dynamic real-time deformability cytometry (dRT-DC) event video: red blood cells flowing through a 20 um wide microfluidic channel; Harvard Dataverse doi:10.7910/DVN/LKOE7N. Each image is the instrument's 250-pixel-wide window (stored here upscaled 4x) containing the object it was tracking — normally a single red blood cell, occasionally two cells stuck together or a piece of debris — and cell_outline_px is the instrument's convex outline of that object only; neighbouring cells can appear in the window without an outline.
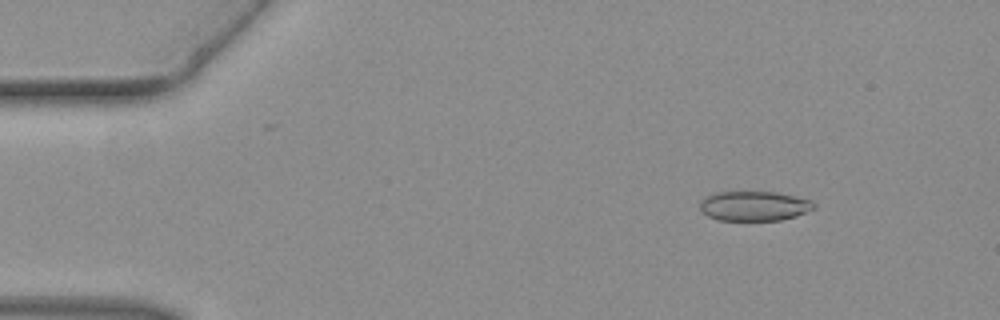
{"species": "common noctule bat (a hibernating species)", "species_latin": "Nyctalus noctula", "temperature_condition": "warm", "stored_images_in_passage": 43, "camera_frame_rate_fps": 3000, "um_per_image_px": 0.085, "animal": {"sex": "female", "body_mass_g": 19.3, "forearm_length_mm": 54.1}, "frame": {"image": 1, "passage_image": 2, "time_ms": 0.333, "image_size_px": [1000, 320], "cell_outline_px": [[816, 208], [796, 216], [780, 220], [720, 220], [708, 216], [700, 208], [700, 200], [716, 192], [776, 192], [812, 200], [816, 204]], "centroid_in_image_um": [64.14, 17.51], "position_along_channel_um": 20.9, "area_um2": 19.65}}
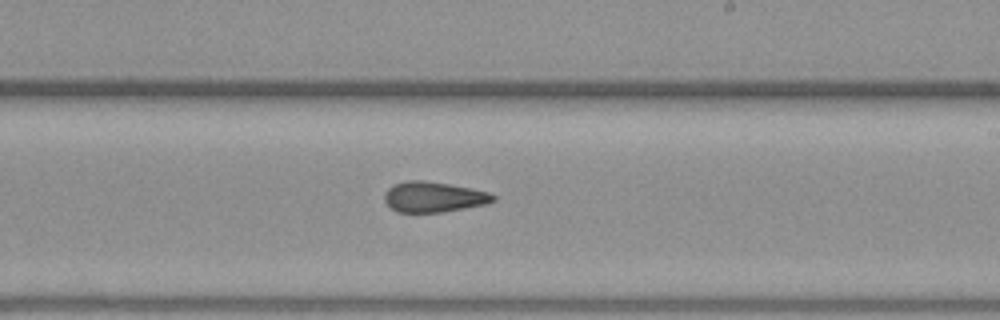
{"frame": {"image": 2, "passage_image": 24, "time_ms": 7.667, "image_size_px": [1000, 320], "cell_outline_px": [[496, 200], [484, 204], [444, 212], [396, 212], [384, 200], [384, 196], [388, 188], [392, 184], [408, 180], [424, 180], [448, 184], [488, 192], [496, 196]], "centroid_in_image_um": [36.83, 16.74], "position_along_channel_um": 252.2, "area_um2": 19.13}}
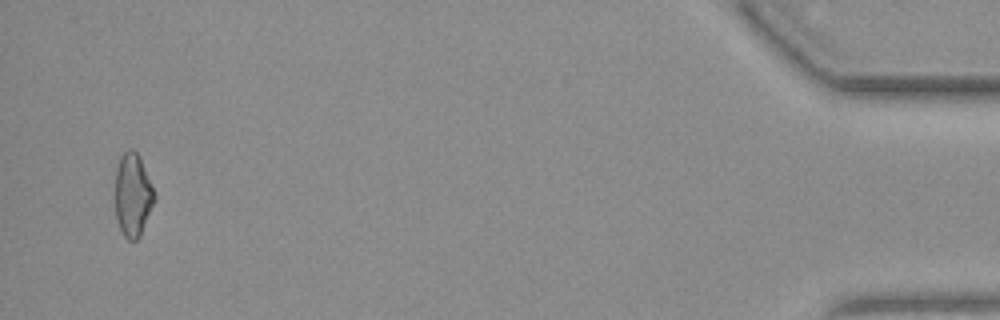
{"frame": {"image": 3, "passage_image": 42, "time_ms": 13.667, "image_size_px": [1000, 320], "cell_outline_px": [[156, 196], [140, 236], [136, 240], [128, 240], [124, 236], [120, 228], [116, 216], [116, 168], [120, 156], [124, 152], [132, 148], [140, 156], [156, 192]], "centroid_in_image_um": [11.3, 16.54], "position_along_channel_um": 423.9, "area_um2": 19.02}}